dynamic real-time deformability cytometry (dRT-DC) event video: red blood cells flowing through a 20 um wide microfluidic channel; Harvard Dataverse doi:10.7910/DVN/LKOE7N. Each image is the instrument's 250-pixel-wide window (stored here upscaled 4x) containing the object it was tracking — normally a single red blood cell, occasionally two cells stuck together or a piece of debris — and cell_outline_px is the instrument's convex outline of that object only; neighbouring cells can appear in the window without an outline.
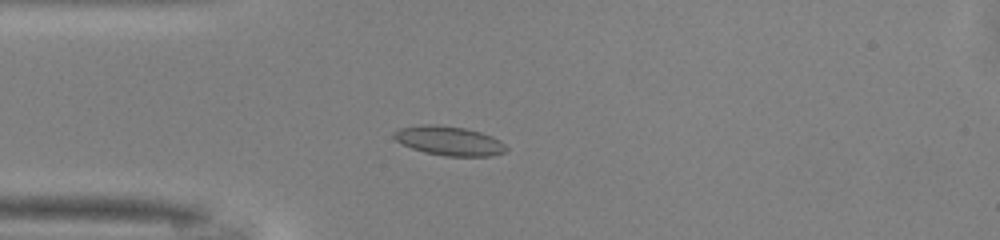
{"species": "common noctule bat (a hibernating species)", "species_latin": "Nyctalus noctula", "temperature_condition": "warm", "stored_images_in_passage": 49, "camera_frame_rate_fps": 3000, "um_per_image_px": 0.085, "animal": {"sex": "male", "body_mass_g": 13.0, "forearm_length_mm": 53.1}, "frame": {"image": 1, "passage_image": 12, "time_ms": 3.667, "image_size_px": [1000, 240], "cell_outline_px": [[508, 148], [504, 152], [488, 156], [444, 156], [424, 152], [412, 148], [396, 140], [392, 136], [392, 132], [400, 128], [420, 124], [428, 124], [464, 128], [480, 132], [492, 136], [500, 140]], "centroid_in_image_um": [38.15, 11.97], "position_along_channel_um": 46.8, "area_um2": 19.02}}
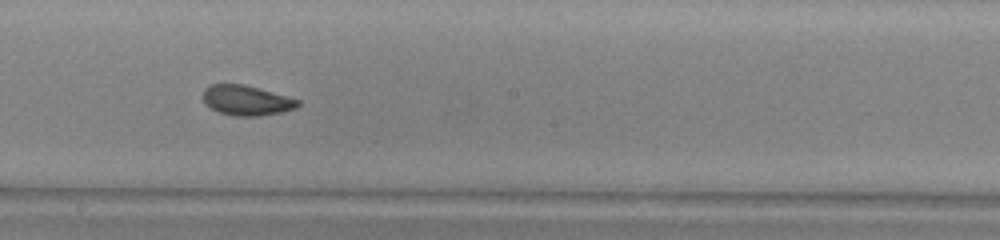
{"frame": {"image": 2, "passage_image": 26, "time_ms": 8.333, "image_size_px": [1000, 240], "cell_outline_px": [[300, 104], [296, 108], [280, 112], [260, 116], [232, 116], [220, 112], [204, 104], [204, 88], [208, 84], [244, 84], [300, 100]], "centroid_in_image_um": [20.94, 8.53], "position_along_channel_um": 227.3, "area_um2": 16.53}}
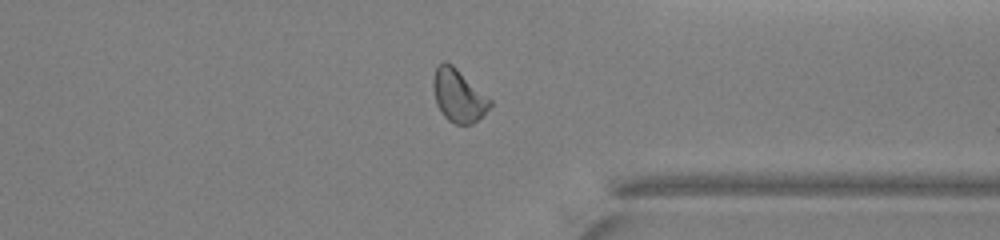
{"frame": {"image": 3, "passage_image": 37, "time_ms": 12.0, "image_size_px": [1000, 240], "cell_outline_px": [[492, 104], [472, 124], [456, 124], [448, 120], [444, 116], [436, 104], [432, 84], [436, 68], [444, 60], [452, 64], [492, 100]], "centroid_in_image_um": [38.95, 8.12], "position_along_channel_um": 372.5, "area_um2": 17.17}, "authors_computed_cell_mechanics": {"area_um2": 17.5712, "velocity_mm_per_s": 4.1131, "shape_relaxation_time_tau1_ms": 7.9357, "shape_relaxation_time_tau2_ms": 2.3059, "deformation_change_tau1": 0.1349, "deformation_change_tau2": 0.0596}}